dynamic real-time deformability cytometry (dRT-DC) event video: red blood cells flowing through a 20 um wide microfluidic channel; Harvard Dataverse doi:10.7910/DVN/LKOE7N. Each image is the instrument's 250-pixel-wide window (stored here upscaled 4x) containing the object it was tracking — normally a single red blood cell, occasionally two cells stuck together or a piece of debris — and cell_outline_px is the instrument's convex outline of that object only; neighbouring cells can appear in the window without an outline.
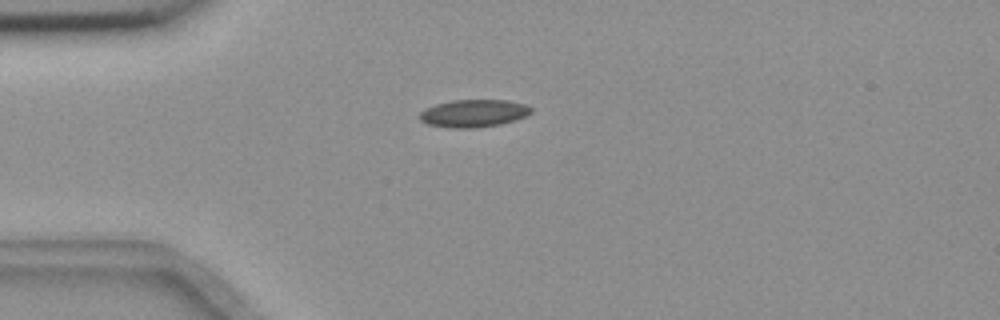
{"species": "common noctule bat (a hibernating species)", "species_latin": "Nyctalus noctula", "temperature_condition": "room temperature", "stored_images_in_passage": 4, "camera_frame_rate_fps": 3000, "um_per_image_px": 0.085, "animal": {"sex": "female", "body_mass_g": 18.4}, "frame": {"image": 1, "passage_image": 1, "time_ms": 0.0, "image_size_px": [1000, 320], "cell_outline_px": [[532, 112], [524, 116], [500, 124], [472, 128], [448, 128], [428, 124], [420, 120], [420, 112], [436, 104], [452, 100], [508, 100], [524, 104], [532, 108]], "centroid_in_image_um": [40.24, 9.63], "position_along_channel_um": 44.8, "area_um2": 17.69}}
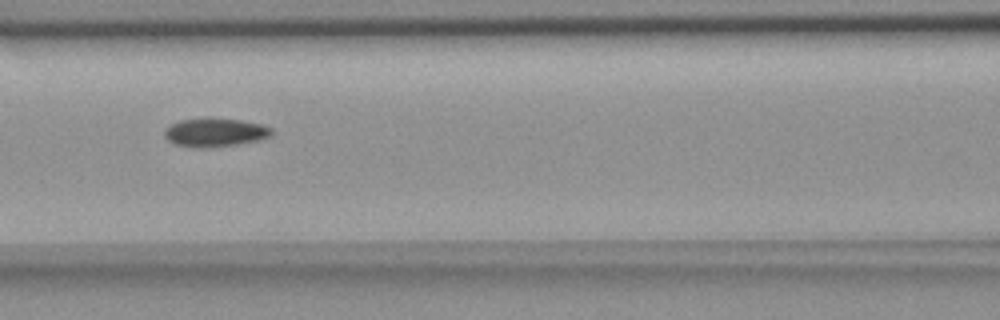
{"frame": {"image": 2, "passage_image": 4, "time_ms": 1.0, "image_size_px": [1000, 320], "cell_outline_px": [[272, 136], [256, 140], [236, 144], [204, 148], [176, 144], [168, 140], [164, 136], [164, 132], [172, 124], [180, 120], [204, 116], [208, 116], [240, 120], [260, 124], [272, 128]], "centroid_in_image_um": [18.27, 11.22], "position_along_channel_um": 148.3, "area_um2": 17.86}}